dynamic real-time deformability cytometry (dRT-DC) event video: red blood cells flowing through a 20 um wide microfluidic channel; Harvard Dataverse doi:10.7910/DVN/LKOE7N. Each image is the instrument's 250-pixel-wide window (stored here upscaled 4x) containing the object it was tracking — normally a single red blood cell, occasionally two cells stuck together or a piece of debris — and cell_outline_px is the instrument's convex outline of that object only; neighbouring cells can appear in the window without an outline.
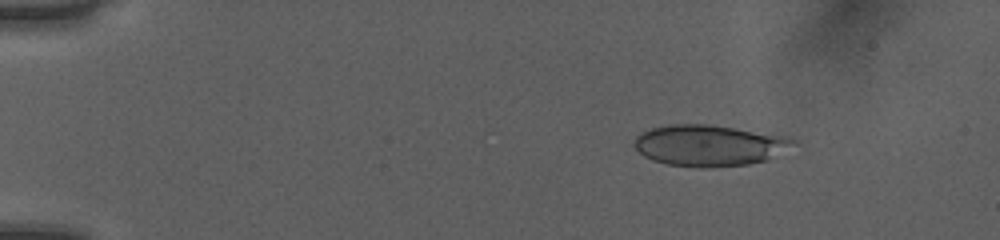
{"species": "human", "species_latin": "Homo sapiens", "temperature_condition": "room temperature", "stored_images_in_passage": 50, "camera_frame_rate_fps": 3000, "um_per_image_px": 0.085, "donor": {"sex": "female"}, "frame": {"image": 1, "passage_image": 7, "time_ms": 2.0, "image_size_px": [1000, 240], "cell_outline_px": [[796, 140], [768, 160], [748, 164], [704, 168], [696, 168], [668, 164], [652, 160], [644, 156], [636, 148], [636, 136], [652, 128], [672, 124], [704, 124], [732, 128], [776, 136]], "centroid_in_image_um": [60.17, 12.38], "position_along_channel_um": 24.8, "area_um2": 36.93}}
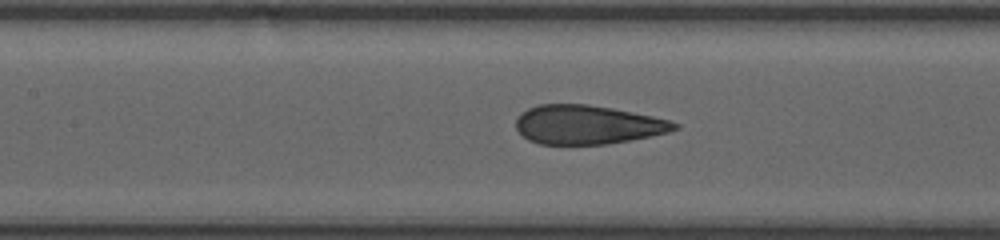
{"frame": {"image": 2, "passage_image": 24, "time_ms": 7.667, "image_size_px": [1000, 240], "cell_outline_px": [[680, 128], [668, 132], [608, 144], [540, 144], [528, 140], [516, 128], [516, 120], [528, 108], [540, 104], [588, 104], [612, 108], [672, 120], [680, 124]], "centroid_in_image_um": [49.96, 10.59], "position_along_channel_um": 157.4, "area_um2": 35.78}}
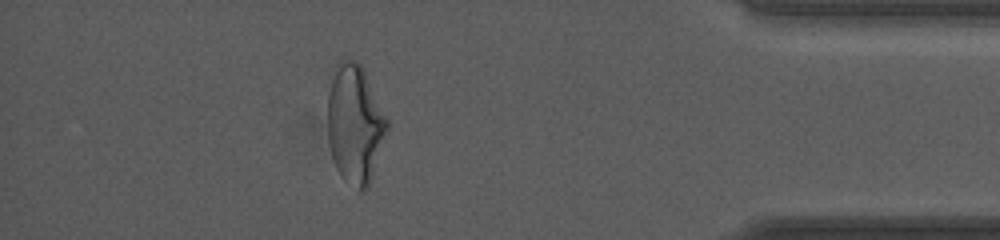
{"frame": {"image": 3, "passage_image": 45, "time_ms": 14.667, "image_size_px": [1000, 240], "cell_outline_px": [[388, 128], [368, 184], [360, 192], [344, 180], [340, 176], [336, 168], [332, 156], [328, 140], [328, 92], [332, 68], [340, 60], [356, 60], [364, 68], [388, 120]], "centroid_in_image_um": [30.14, 10.47], "position_along_channel_um": 405.1, "area_um2": 41.04}, "authors_computed_cell_mechanics": {"area_um2": 36.9342, "velocity_mm_per_s": 4.0521, "shape_relaxation_time_tau1_ms": 11.3839, "shape_relaxation_time_tau2_ms": 0.7244, "deformation_change_tau1": 0.257, "deformation_change_tau2": 0.0632}}